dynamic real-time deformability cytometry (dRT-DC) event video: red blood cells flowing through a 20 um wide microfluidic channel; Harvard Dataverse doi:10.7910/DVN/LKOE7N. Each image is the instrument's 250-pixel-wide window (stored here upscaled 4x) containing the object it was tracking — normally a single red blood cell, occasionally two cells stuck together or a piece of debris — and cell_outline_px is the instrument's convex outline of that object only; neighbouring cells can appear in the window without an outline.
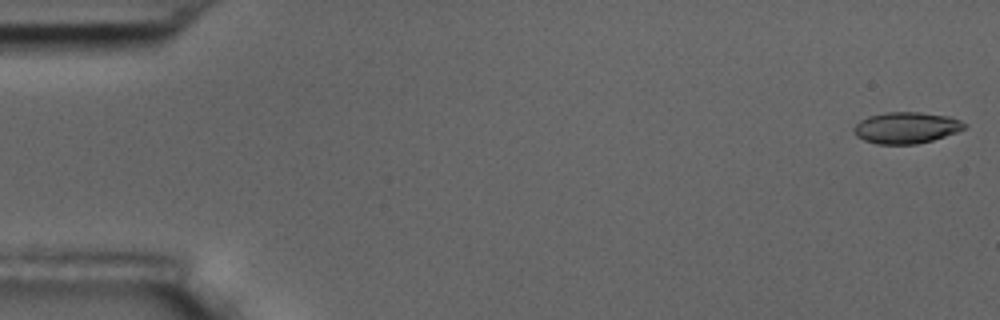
{"species": "common noctule bat (a hibernating species)", "species_latin": "Nyctalus noctula", "temperature_condition": "room temperature", "stored_images_in_passage": 55, "camera_frame_rate_fps": 3000, "um_per_image_px": 0.085, "animal": {"sex": "male", "body_mass_g": 17.5, "forearm_length_mm": 52.3}, "frame": {"image": 1, "passage_image": 1, "time_ms": 0.0, "image_size_px": [1000, 320], "cell_outline_px": [[968, 124], [964, 128], [956, 132], [932, 140], [916, 144], [876, 144], [864, 140], [856, 136], [852, 128], [860, 120], [868, 116], [888, 112], [920, 112], [948, 116], [960, 120]], "centroid_in_image_um": [77.01, 10.85], "position_along_channel_um": 8.0, "area_um2": 20.17}}
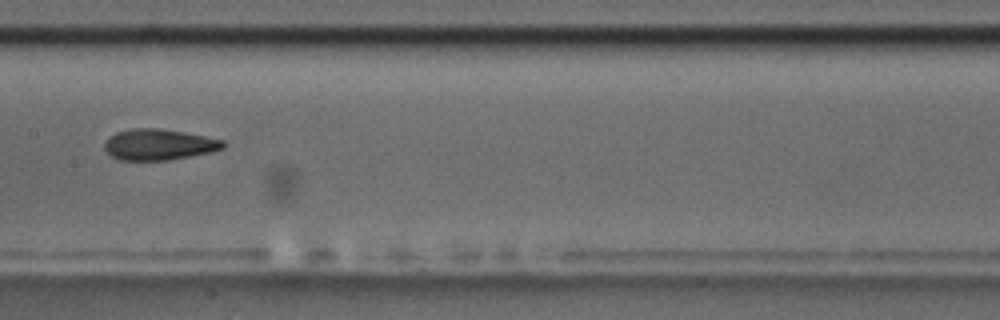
{"frame": {"image": 2, "passage_image": 28, "time_ms": 9.0, "image_size_px": [1000, 320], "cell_outline_px": [[228, 144], [224, 148], [212, 152], [168, 160], [120, 160], [112, 156], [104, 148], [104, 144], [108, 136], [116, 132], [132, 128], [160, 128], [184, 132], [224, 140]], "centroid_in_image_um": [13.52, 12.28], "position_along_channel_um": 193.9, "area_um2": 21.56}}
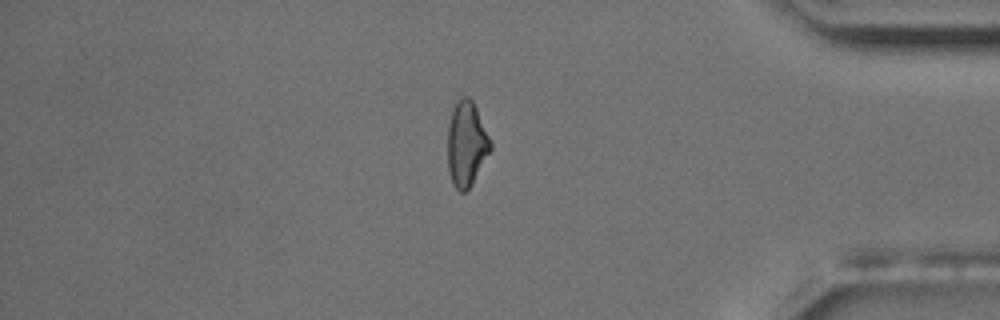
{"frame": {"image": 3, "passage_image": 47, "time_ms": 15.333, "image_size_px": [1000, 320], "cell_outline_px": [[492, 148], [472, 184], [464, 192], [460, 192], [452, 184], [448, 172], [448, 124], [452, 112], [460, 96], [468, 96], [472, 100], [492, 140]], "centroid_in_image_um": [39.66, 12.24], "position_along_channel_um": 395.5, "area_um2": 21.27}, "authors_computed_cell_mechanics": {"area_um2": 21.2704, "velocity_mm_per_s": 3.6393, "shape_relaxation_time_tau1_ms": 9.0957, "shape_relaxation_time_tau2_ms": 3.0862, "deformation_change_tau1": 0.2197, "deformation_change_tau2": 0.0996}}